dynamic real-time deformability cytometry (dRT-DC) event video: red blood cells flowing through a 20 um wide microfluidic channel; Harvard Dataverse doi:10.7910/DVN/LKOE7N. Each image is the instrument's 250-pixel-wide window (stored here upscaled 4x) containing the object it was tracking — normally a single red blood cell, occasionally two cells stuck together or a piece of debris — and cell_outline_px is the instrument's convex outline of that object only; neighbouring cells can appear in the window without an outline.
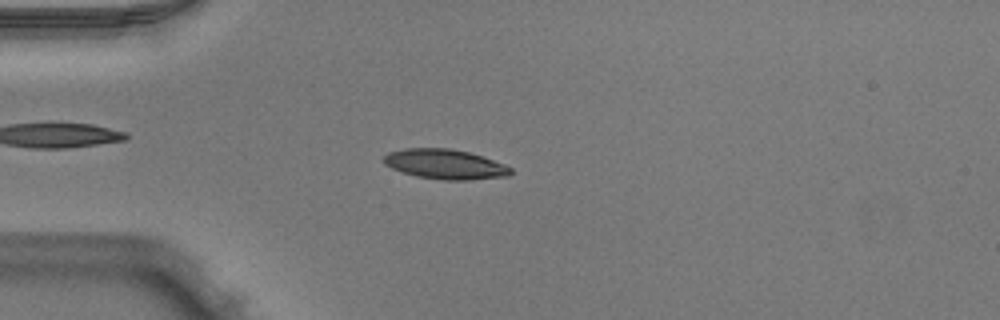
{"species": "Egyptian fruit bat (a non-hibernating species)", "species_latin": "Rousettus aegyptiacus", "temperature_condition": "warm", "stored_images_in_passage": 47, "camera_frame_rate_fps": 3000, "um_per_image_px": 0.085, "animal": {"sex": "male"}, "frame": {"image": 1, "passage_image": 10, "time_ms": 3.0, "image_size_px": [1000, 320], "cell_outline_px": [[512, 172], [508, 176], [468, 180], [444, 180], [416, 176], [392, 168], [384, 164], [380, 160], [388, 152], [404, 148], [452, 148], [468, 152], [504, 164], [512, 168]], "centroid_in_image_um": [37.79, 13.95], "position_along_channel_um": 47.2, "area_um2": 22.08}}
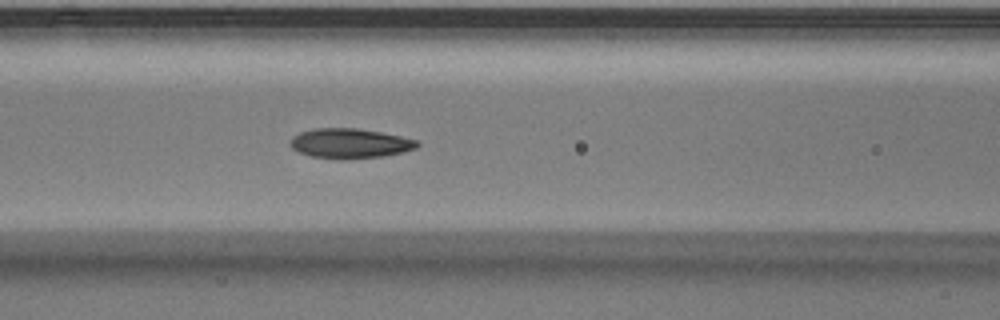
{"frame": {"image": 2, "passage_image": 18, "time_ms": 5.667, "image_size_px": [1000, 320], "cell_outline_px": [[420, 144], [416, 148], [404, 152], [384, 156], [344, 160], [336, 160], [308, 156], [292, 148], [288, 140], [292, 136], [300, 132], [316, 128], [356, 128], [380, 132], [420, 140]], "centroid_in_image_um": [29.73, 12.2], "position_along_channel_um": 136.9, "area_um2": 22.48}}
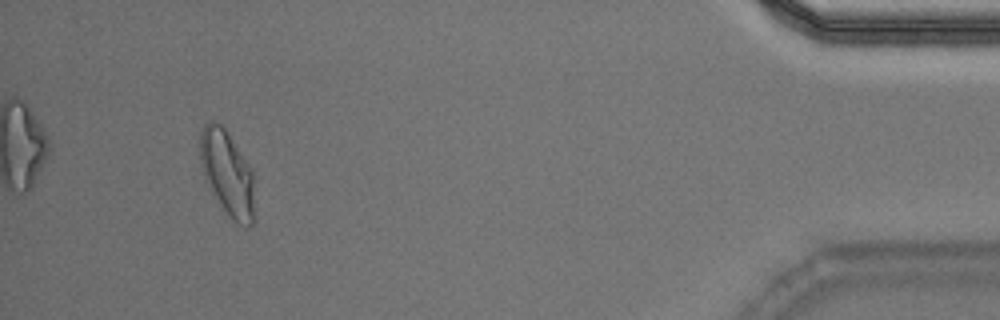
{"frame": {"image": 3, "passage_image": 44, "time_ms": 14.333, "image_size_px": [1000, 320], "cell_outline_px": [[256, 220], [248, 228], [244, 228], [232, 220], [204, 180], [200, 164], [200, 132], [204, 124], [212, 120], [216, 120], [224, 128], [248, 164], [252, 172]], "centroid_in_image_um": [19.33, 14.77], "position_along_channel_um": 415.9, "area_um2": 27.17}, "authors_computed_cell_mechanics": {"area_um2": 21.8484, "velocity_mm_per_s": 3.9669, "shape_relaxation_time_tau1_ms": 2.9528, "shape_relaxation_time_tau2_ms": 1.422, "deformation_change_tau1": 0.1693, "deformation_change_tau2": 0.0795}}